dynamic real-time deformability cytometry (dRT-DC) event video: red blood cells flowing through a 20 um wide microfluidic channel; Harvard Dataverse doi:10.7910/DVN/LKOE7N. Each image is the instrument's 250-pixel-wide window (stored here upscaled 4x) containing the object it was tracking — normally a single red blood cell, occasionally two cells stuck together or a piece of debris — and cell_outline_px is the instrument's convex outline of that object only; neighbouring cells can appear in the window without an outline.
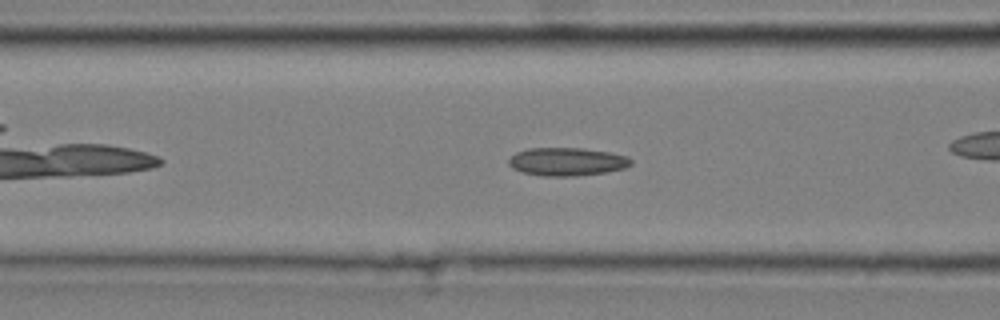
{"species": "common noctule bat (a hibernating species)", "species_latin": "Nyctalus noctula", "temperature_condition": "cold", "stored_images_in_passage": 32, "camera_frame_rate_fps": 3000, "um_per_image_px": 0.085, "animal": {"sex": "male", "body_mass_g": 20.4}, "frame": {"image": 1, "passage_image": 10, "time_ms": 3.0, "image_size_px": [1000, 320], "cell_outline_px": [[632, 164], [624, 168], [608, 172], [576, 176], [540, 176], [520, 172], [512, 168], [508, 164], [508, 160], [516, 152], [528, 148], [584, 148], [608, 152], [628, 156], [632, 160]], "centroid_in_image_um": [48.18, 13.75], "position_along_channel_um": 118.4, "area_um2": 20.29}}
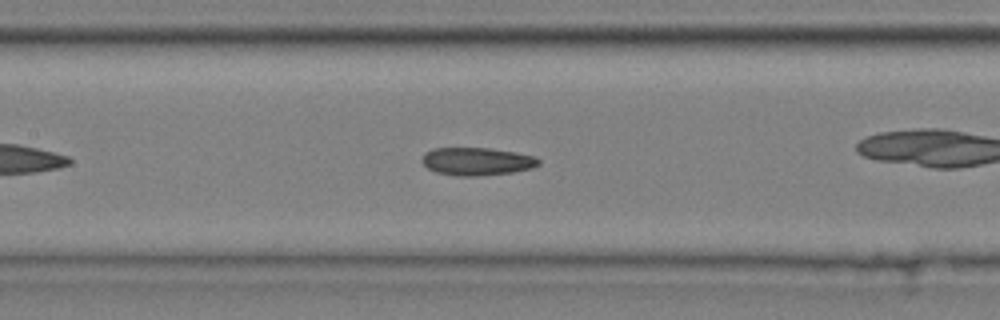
{"frame": {"image": 2, "passage_image": 14, "time_ms": 4.333, "image_size_px": [1000, 320], "cell_outline_px": [[540, 164], [532, 168], [512, 172], [480, 176], [460, 176], [436, 172], [428, 168], [420, 160], [424, 152], [432, 148], [488, 148], [516, 152], [536, 156], [540, 160]], "centroid_in_image_um": [40.53, 13.71], "position_along_channel_um": 166.9, "area_um2": 19.07}}